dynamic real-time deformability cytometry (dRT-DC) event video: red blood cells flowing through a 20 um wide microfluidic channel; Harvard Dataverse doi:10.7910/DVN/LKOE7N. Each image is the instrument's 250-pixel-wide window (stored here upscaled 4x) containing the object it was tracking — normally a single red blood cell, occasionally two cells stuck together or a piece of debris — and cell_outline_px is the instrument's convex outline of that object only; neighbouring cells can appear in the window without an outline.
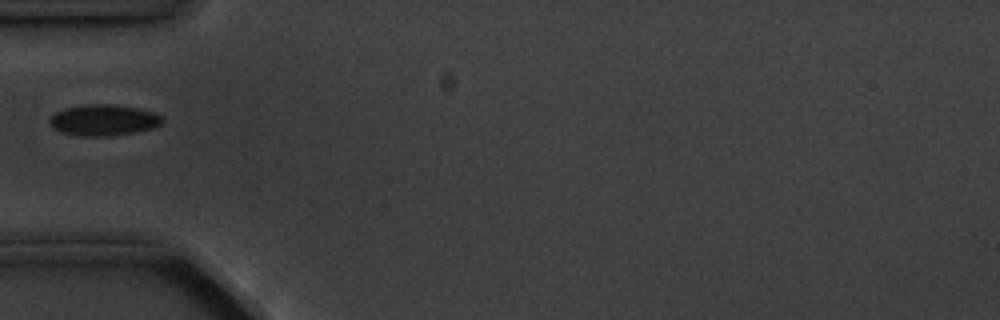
{"species": "common noctule bat (a hibernating species)", "species_latin": "Nyctalus noctula", "temperature_condition": "cold", "stored_images_in_passage": 4, "camera_frame_rate_fps": 3000, "um_per_image_px": 0.085, "animal": {"sex": "male", "body_mass_g": 20.1, "forearm_length_mm": 53.5}, "frame": {"image": 1, "passage_image": 1, "time_ms": 0.0, "image_size_px": [1000, 320], "cell_outline_px": [[164, 120], [160, 124], [152, 128], [132, 132], [100, 136], [80, 136], [64, 132], [56, 128], [52, 124], [52, 116], [56, 112], [64, 108], [84, 104], [112, 104], [140, 108], [156, 112]], "centroid_in_image_um": [8.86, 10.18], "position_along_channel_um": 76.1, "area_um2": 20.0}}